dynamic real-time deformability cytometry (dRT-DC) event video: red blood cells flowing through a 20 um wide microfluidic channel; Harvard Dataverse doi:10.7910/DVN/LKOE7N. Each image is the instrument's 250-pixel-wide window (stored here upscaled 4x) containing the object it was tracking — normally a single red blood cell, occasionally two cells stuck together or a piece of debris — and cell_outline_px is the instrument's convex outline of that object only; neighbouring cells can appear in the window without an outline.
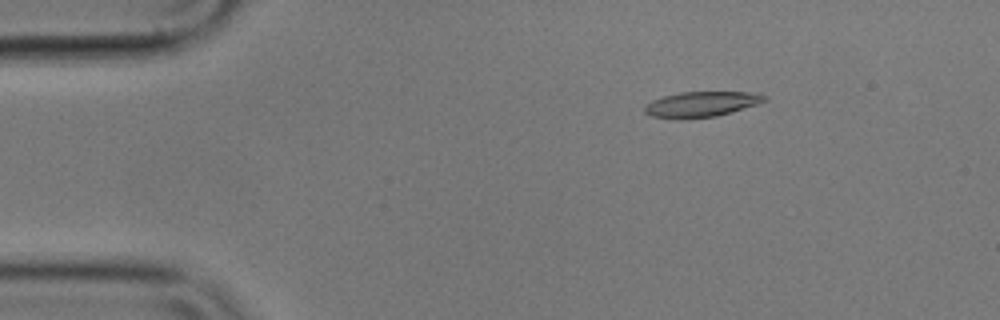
{"species": "common noctule bat (a hibernating species)", "species_latin": "Nyctalus noctula", "temperature_condition": "cold", "stored_images_in_passage": 29, "camera_frame_rate_fps": 3000, "um_per_image_px": 0.085, "animal": {"sex": "male", "body_mass_g": 17.9}, "frame": {"image": 1, "passage_image": 9, "time_ms": 2.667, "image_size_px": [1000, 320], "cell_outline_px": [[768, 100], [760, 104], [732, 112], [716, 116], [688, 120], [652, 116], [644, 112], [644, 104], [652, 100], [664, 96], [680, 92], [760, 92], [768, 96]], "centroid_in_image_um": [59.67, 8.86], "position_along_channel_um": 25.3, "area_um2": 18.21}}
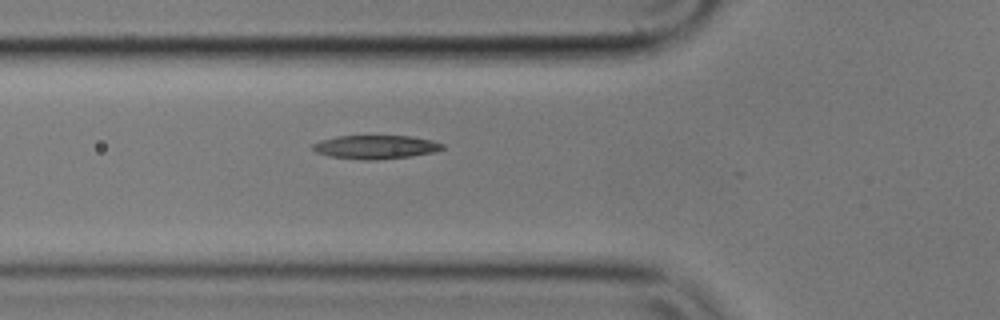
{"frame": {"image": 2, "passage_image": 20, "time_ms": 6.333, "image_size_px": [1000, 320], "cell_outline_px": [[444, 148], [436, 152], [412, 156], [376, 160], [364, 160], [328, 156], [316, 152], [312, 148], [312, 144], [320, 140], [336, 136], [412, 136], [432, 140], [444, 144]], "centroid_in_image_um": [31.94, 12.5], "position_along_channel_um": 93.9, "area_um2": 18.03}}
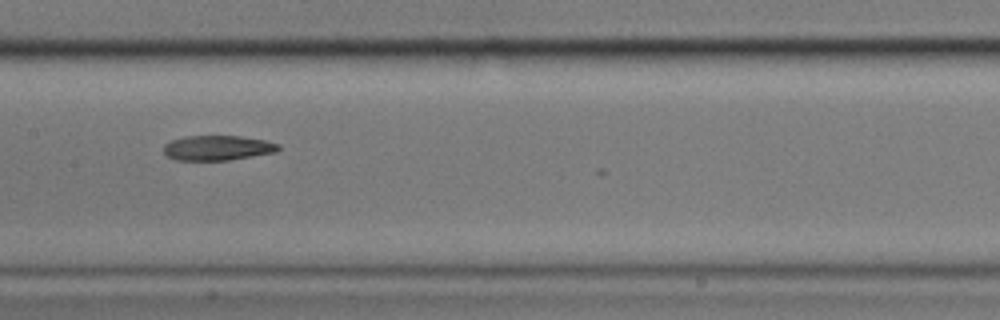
{"frame": {"image": 3, "passage_image": 28, "time_ms": 9.0, "image_size_px": [1000, 320], "cell_outline_px": [[280, 148], [276, 152], [228, 160], [176, 160], [168, 156], [164, 152], [164, 144], [172, 140], [184, 136], [240, 136], [264, 140], [280, 144]], "centroid_in_image_um": [18.49, 12.56], "position_along_channel_um": 188.9, "area_um2": 16.59}}